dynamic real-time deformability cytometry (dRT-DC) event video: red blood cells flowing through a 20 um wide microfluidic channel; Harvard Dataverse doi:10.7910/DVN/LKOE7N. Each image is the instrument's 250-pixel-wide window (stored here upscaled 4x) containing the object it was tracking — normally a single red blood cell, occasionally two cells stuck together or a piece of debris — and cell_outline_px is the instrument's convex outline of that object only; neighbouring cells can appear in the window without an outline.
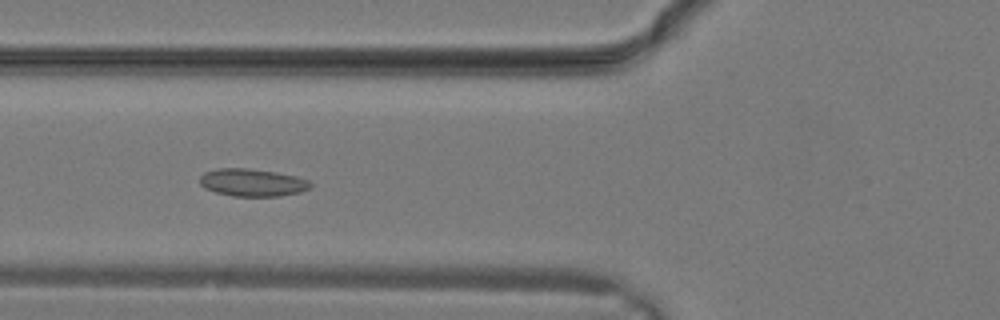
{"species": "common noctule bat (a hibernating species)", "species_latin": "Nyctalus noctula", "temperature_condition": "warm", "stored_images_in_passage": 19, "camera_frame_rate_fps": 3000, "um_per_image_px": 0.085, "animal": {"sex": "male", "body_mass_g": 19.2, "forearm_length_mm": 51.8}, "frame": {"image": 1, "passage_image": 12, "time_ms": 3.667, "image_size_px": [1000, 320], "cell_outline_px": [[312, 188], [300, 192], [280, 196], [232, 196], [216, 192], [204, 188], [200, 184], [200, 176], [204, 172], [216, 168], [248, 168], [276, 172], [296, 176], [308, 180], [312, 184]], "centroid_in_image_um": [21.45, 15.51], "position_along_channel_um": 104.3, "area_um2": 17.92}}
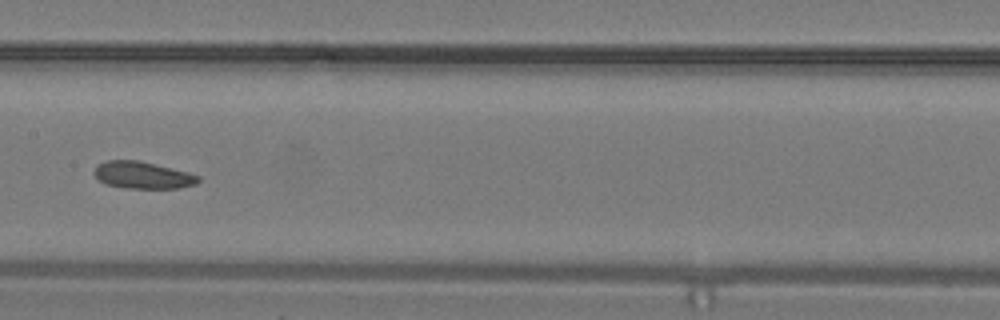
{"frame": {"image": 2, "passage_image": 16, "time_ms": 5.0, "image_size_px": [1000, 320], "cell_outline_px": [[200, 180], [196, 184], [180, 188], [128, 188], [104, 184], [92, 172], [96, 164], [108, 160], [140, 160], [188, 172], [200, 176]], "centroid_in_image_um": [12.11, 14.88], "position_along_channel_um": 195.3, "area_um2": 16.53}}
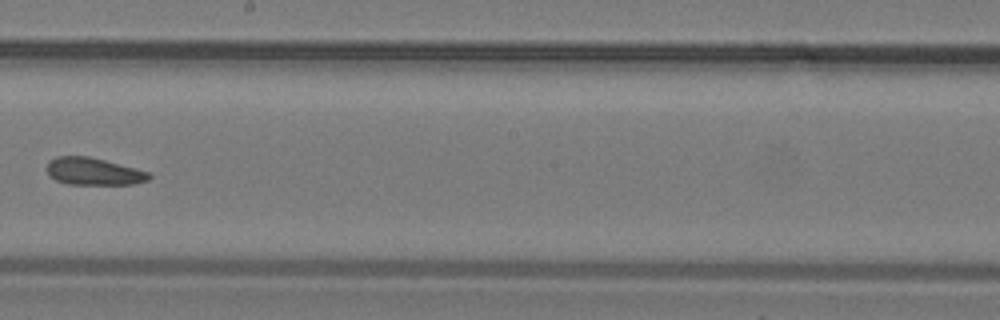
{"frame": {"image": 3, "passage_image": 18, "time_ms": 5.667, "image_size_px": [1000, 320], "cell_outline_px": [[152, 176], [148, 180], [136, 184], [68, 184], [56, 180], [48, 176], [48, 160], [56, 156], [88, 156], [136, 168], [148, 172]], "centroid_in_image_um": [7.95, 14.57], "position_along_channel_um": 240.3, "area_um2": 16.24}}